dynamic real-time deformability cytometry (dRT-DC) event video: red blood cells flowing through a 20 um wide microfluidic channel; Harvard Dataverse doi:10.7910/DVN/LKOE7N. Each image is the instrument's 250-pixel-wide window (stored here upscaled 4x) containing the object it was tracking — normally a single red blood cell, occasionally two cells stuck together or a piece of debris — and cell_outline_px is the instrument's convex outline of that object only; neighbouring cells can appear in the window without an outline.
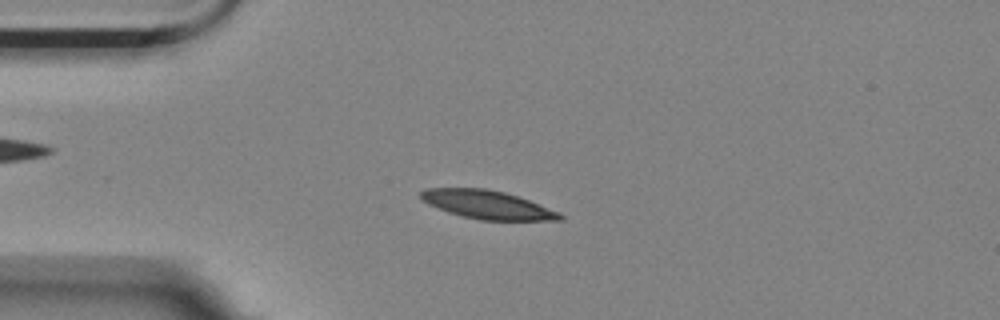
{"species": "Egyptian fruit bat (a non-hibernating species)", "species_latin": "Rousettus aegyptiacus", "temperature_condition": "room temperature", "stored_images_in_passage": 7, "camera_frame_rate_fps": 3000, "um_per_image_px": 0.085, "animal": {"sex": "female"}, "frame": {"image": 1, "passage_image": 2, "time_ms": 0.333, "image_size_px": [1000, 320], "cell_outline_px": [[564, 220], [480, 220], [460, 216], [448, 212], [428, 204], [420, 196], [420, 192], [424, 188], [484, 188], [504, 192], [528, 200], [560, 212], [564, 216]], "centroid_in_image_um": [41.42, 17.4], "position_along_channel_um": 43.6, "area_um2": 22.95}}
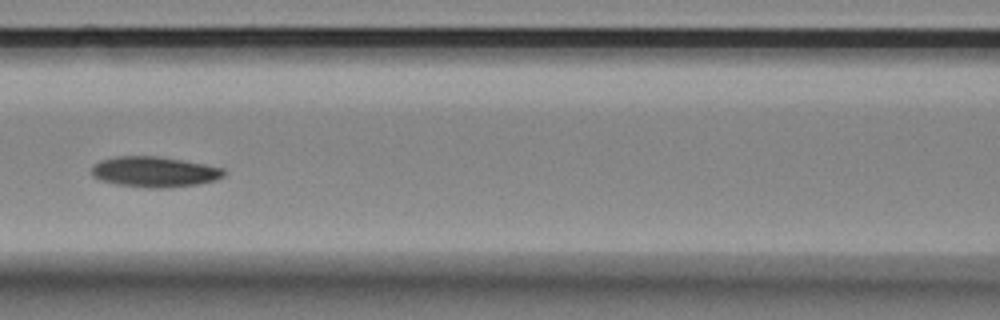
{"frame": {"image": 2, "passage_image": 5, "time_ms": 1.333, "image_size_px": [1000, 320], "cell_outline_px": [[224, 176], [216, 180], [196, 184], [164, 188], [148, 188], [116, 184], [100, 180], [92, 176], [92, 164], [100, 160], [116, 156], [156, 156], [204, 164], [224, 168]], "centroid_in_image_um": [13.09, 14.6], "position_along_channel_um": 153.5, "area_um2": 23.47}}
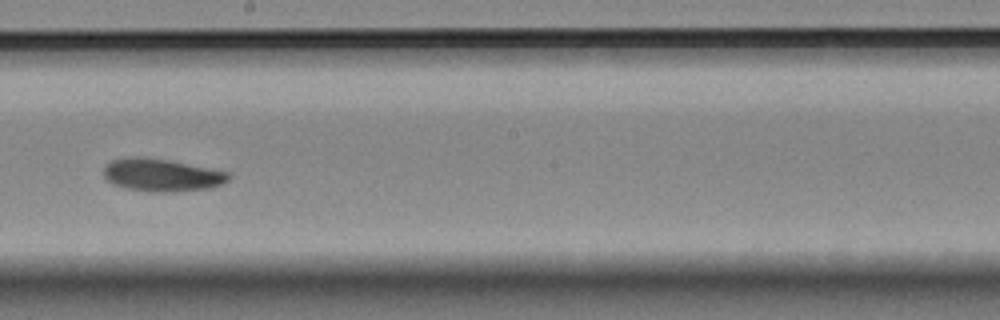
{"frame": {"image": 3, "passage_image": 7, "time_ms": 2.0, "image_size_px": [1000, 320], "cell_outline_px": [[232, 176], [228, 180], [220, 184], [208, 188], [172, 192], [152, 192], [124, 188], [108, 180], [104, 176], [104, 168], [112, 160], [124, 156], [144, 156], [168, 160], [232, 172]], "centroid_in_image_um": [13.76, 14.86], "position_along_channel_um": 234.4, "area_um2": 23.93}}